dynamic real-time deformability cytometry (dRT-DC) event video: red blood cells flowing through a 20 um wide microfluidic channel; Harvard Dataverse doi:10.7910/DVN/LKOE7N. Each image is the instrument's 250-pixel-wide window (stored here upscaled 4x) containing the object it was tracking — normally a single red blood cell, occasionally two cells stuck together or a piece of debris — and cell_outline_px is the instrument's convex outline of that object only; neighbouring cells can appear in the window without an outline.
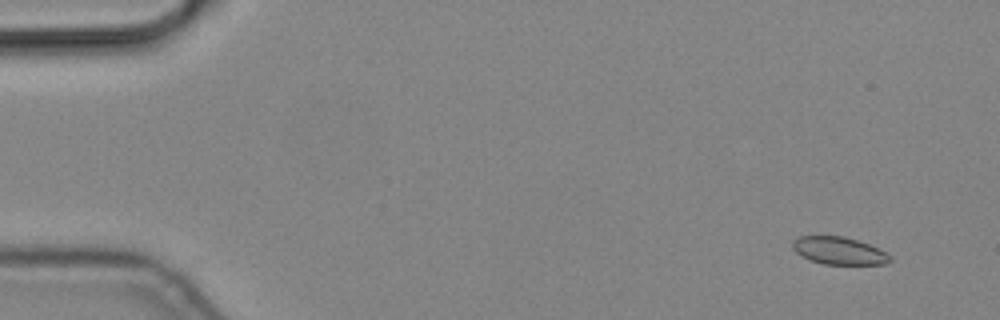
{"species": "common noctule bat (a hibernating species)", "species_latin": "Nyctalus noctula", "temperature_condition": "cold", "stored_images_in_passage": 8, "camera_frame_rate_fps": 3000, "um_per_image_px": 0.085, "animal": {"sex": "male", "body_mass_g": 19.2, "forearm_length_mm": 51.8}, "frame": {"image": 1, "passage_image": 1, "time_ms": 0.0, "image_size_px": [1000, 320], "cell_outline_px": [[892, 260], [888, 264], [824, 264], [812, 260], [796, 252], [792, 248], [792, 240], [800, 236], [844, 236], [868, 244], [892, 256]], "centroid_in_image_um": [71.32, 21.31], "position_along_channel_um": 13.7, "area_um2": 15.43}}
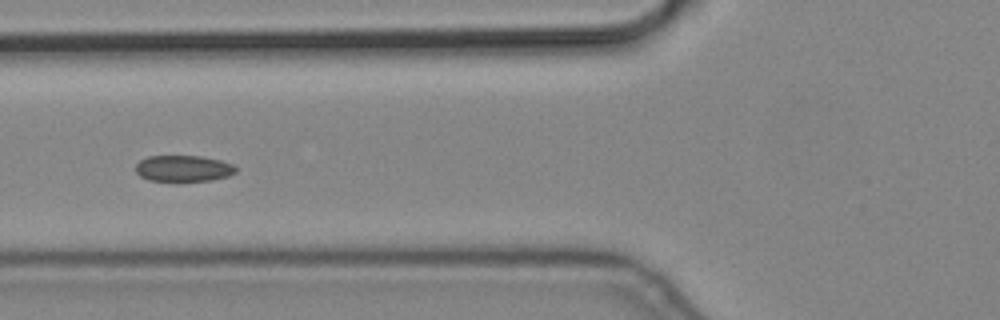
{"frame": {"image": 2, "passage_image": 6, "time_ms": 1.667, "image_size_px": [1000, 320], "cell_outline_px": [[236, 172], [228, 176], [212, 180], [148, 180], [140, 176], [136, 172], [136, 164], [140, 160], [148, 156], [200, 156], [220, 160], [232, 164], [236, 168]], "centroid_in_image_um": [15.58, 14.3], "position_along_channel_um": 110.2, "area_um2": 15.09}}
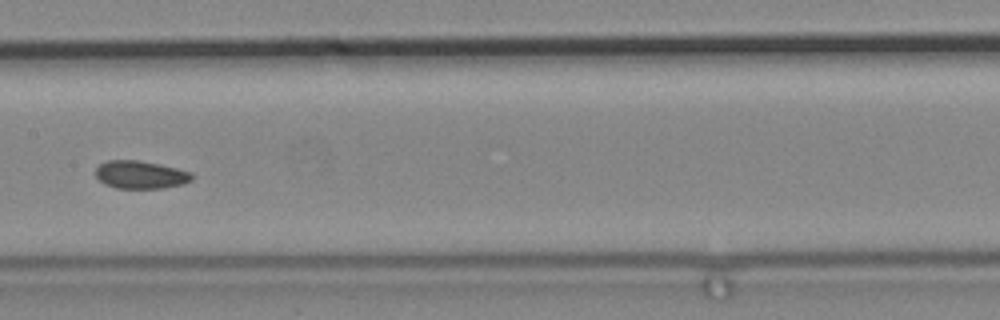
{"frame": {"image": 3, "passage_image": 8, "time_ms": 2.333, "image_size_px": [1000, 320], "cell_outline_px": [[192, 180], [184, 184], [164, 188], [116, 188], [104, 184], [96, 176], [96, 168], [100, 164], [108, 160], [136, 160], [160, 164], [192, 172]], "centroid_in_image_um": [11.96, 14.85], "position_along_channel_um": 195.4, "area_um2": 15.66}}